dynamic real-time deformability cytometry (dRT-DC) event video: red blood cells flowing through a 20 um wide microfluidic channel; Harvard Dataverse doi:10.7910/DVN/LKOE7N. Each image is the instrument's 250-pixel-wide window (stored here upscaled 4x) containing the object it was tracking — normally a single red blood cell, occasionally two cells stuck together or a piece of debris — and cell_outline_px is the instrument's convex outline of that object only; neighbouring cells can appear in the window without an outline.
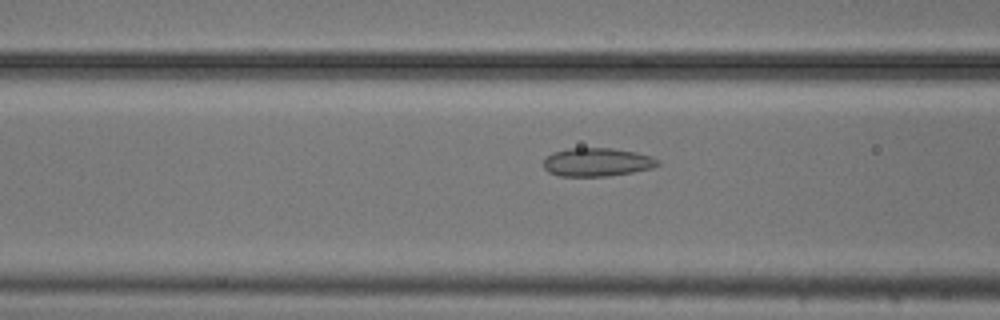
{"species": "common noctule bat (a hibernating species)", "species_latin": "Nyctalus noctula", "temperature_condition": "cold", "stored_images_in_passage": 37, "camera_frame_rate_fps": 3000, "um_per_image_px": 0.085, "animal": {"sex": "male", "body_mass_g": 20.5, "forearm_length_mm": 52.5}, "frame": {"image": 1, "passage_image": 4, "time_ms": 1.0, "image_size_px": [1000, 320], "cell_outline_px": [[660, 164], [652, 168], [632, 172], [608, 176], [556, 176], [548, 172], [544, 168], [544, 160], [552, 152], [568, 148], [612, 148], [636, 152], [652, 156], [660, 160]], "centroid_in_image_um": [50.75, 13.78], "position_along_channel_um": 115.8, "area_um2": 19.07}}
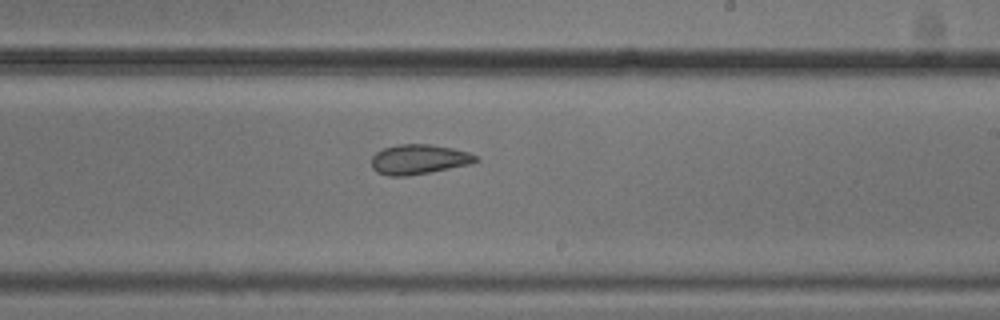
{"frame": {"image": 2, "passage_image": 15, "time_ms": 4.667, "image_size_px": [1000, 320], "cell_outline_px": [[480, 160], [472, 164], [408, 176], [388, 176], [376, 172], [372, 168], [372, 156], [376, 152], [384, 148], [400, 144], [432, 144], [452, 148], [468, 152], [476, 156]], "centroid_in_image_um": [35.6, 13.55], "position_along_channel_um": 253.4, "area_um2": 18.21}}
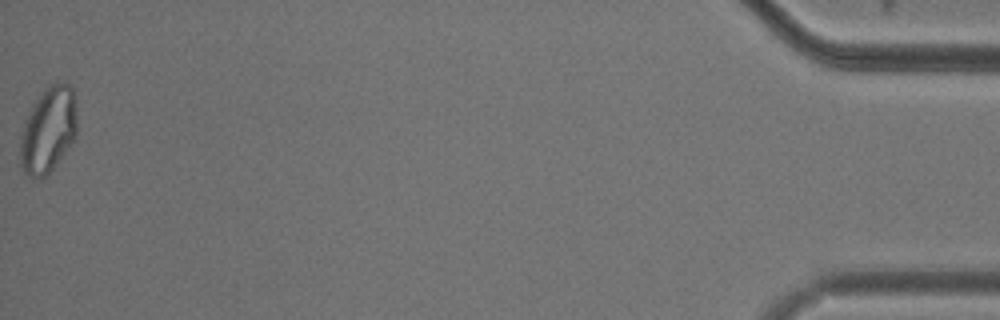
{"frame": {"image": 3, "passage_image": 37, "time_ms": 12.0, "image_size_px": [1000, 320], "cell_outline_px": [[76, 140], [48, 176], [40, 180], [32, 180], [20, 168], [20, 136], [24, 124], [32, 104], [44, 88], [48, 84], [64, 80], [72, 88], [76, 100]], "centroid_in_image_um": [4.11, 11.09], "position_along_channel_um": 431.1, "area_um2": 29.54}}